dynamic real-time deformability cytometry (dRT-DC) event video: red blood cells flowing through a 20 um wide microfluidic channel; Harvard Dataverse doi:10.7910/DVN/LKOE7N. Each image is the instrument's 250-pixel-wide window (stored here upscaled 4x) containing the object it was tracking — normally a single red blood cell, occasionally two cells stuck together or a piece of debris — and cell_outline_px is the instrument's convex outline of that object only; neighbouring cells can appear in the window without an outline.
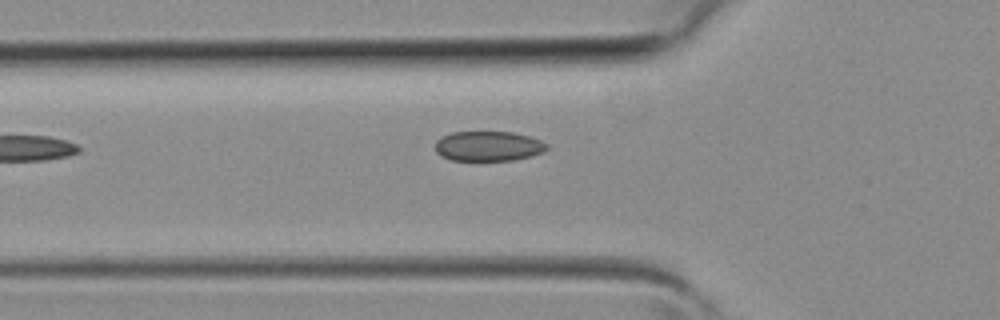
{"species": "common noctule bat (a hibernating species)", "species_latin": "Nyctalus noctula", "temperature_condition": "room temperature", "stored_images_in_passage": 4, "camera_frame_rate_fps": 3000, "um_per_image_px": 0.085, "animal": {"sex": "female", "body_mass_g": 19.3, "forearm_length_mm": 54.1}, "frame": {"image": 1, "passage_image": 4, "time_ms": 1.0, "image_size_px": [1000, 320], "cell_outline_px": [[548, 148], [544, 152], [532, 156], [512, 160], [452, 160], [440, 156], [436, 152], [436, 140], [452, 132], [512, 132], [528, 136], [540, 140], [548, 144]], "centroid_in_image_um": [41.52, 12.42], "position_along_channel_um": 84.3, "area_um2": 19.42}}